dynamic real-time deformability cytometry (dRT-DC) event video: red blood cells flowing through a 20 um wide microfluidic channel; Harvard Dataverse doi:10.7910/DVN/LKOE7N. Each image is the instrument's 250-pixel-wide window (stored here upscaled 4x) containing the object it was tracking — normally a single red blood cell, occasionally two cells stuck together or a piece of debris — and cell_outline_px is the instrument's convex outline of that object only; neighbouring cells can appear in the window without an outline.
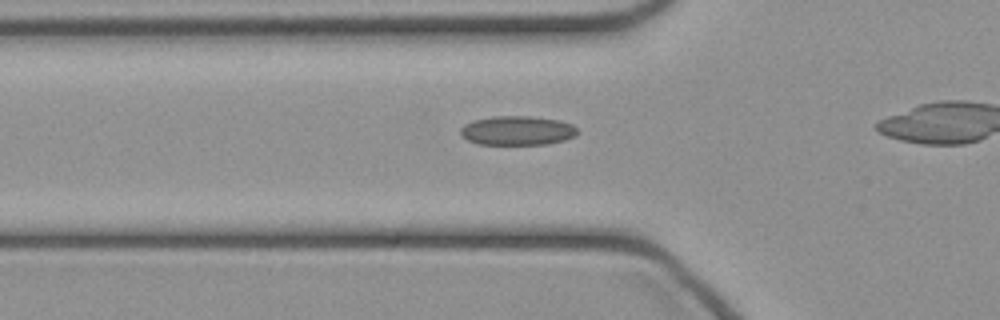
{"species": "common noctule bat (a hibernating species)", "species_latin": "Nyctalus noctula", "temperature_condition": "cold", "stored_images_in_passage": 20, "camera_frame_rate_fps": 3000, "um_per_image_px": 0.085, "animal": {"sex": "female", "body_mass_g": 21.9}, "frame": {"image": 1, "passage_image": 4, "time_ms": 1.0, "image_size_px": [1000, 320], "cell_outline_px": [[580, 132], [576, 136], [564, 140], [548, 144], [476, 144], [460, 136], [460, 128], [464, 124], [476, 120], [496, 116], [528, 116], [560, 120], [572, 124]], "centroid_in_image_um": [43.99, 11.1], "position_along_channel_um": 81.8, "area_um2": 20.0}}
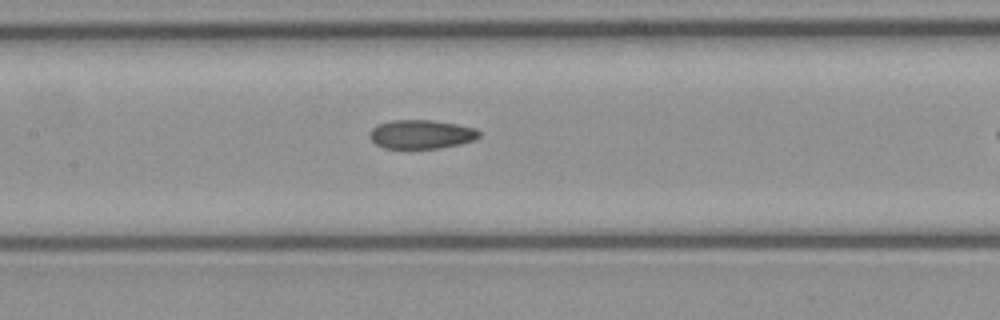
{"frame": {"image": 2, "passage_image": 10, "time_ms": 3.0, "image_size_px": [1000, 320], "cell_outline_px": [[480, 136], [472, 140], [460, 144], [440, 148], [408, 152], [384, 148], [376, 144], [368, 136], [368, 132], [372, 128], [380, 124], [392, 120], [432, 120], [456, 124], [476, 128], [480, 132]], "centroid_in_image_um": [35.76, 11.47], "position_along_channel_um": 171.6, "area_um2": 19.19}}
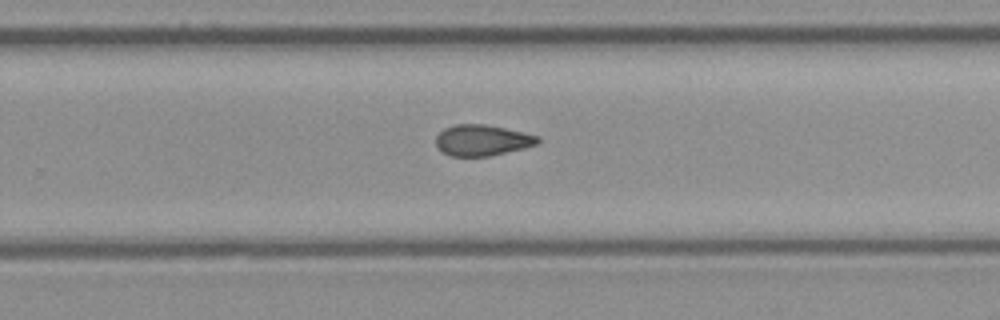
{"frame": {"image": 3, "passage_image": 18, "time_ms": 5.667, "image_size_px": [1000, 320], "cell_outline_px": [[540, 140], [536, 144], [524, 148], [488, 156], [452, 156], [444, 152], [436, 144], [436, 136], [444, 128], [452, 124], [484, 124], [524, 132], [540, 136]], "centroid_in_image_um": [40.99, 11.91], "position_along_channel_um": 288.8, "area_um2": 18.26}}